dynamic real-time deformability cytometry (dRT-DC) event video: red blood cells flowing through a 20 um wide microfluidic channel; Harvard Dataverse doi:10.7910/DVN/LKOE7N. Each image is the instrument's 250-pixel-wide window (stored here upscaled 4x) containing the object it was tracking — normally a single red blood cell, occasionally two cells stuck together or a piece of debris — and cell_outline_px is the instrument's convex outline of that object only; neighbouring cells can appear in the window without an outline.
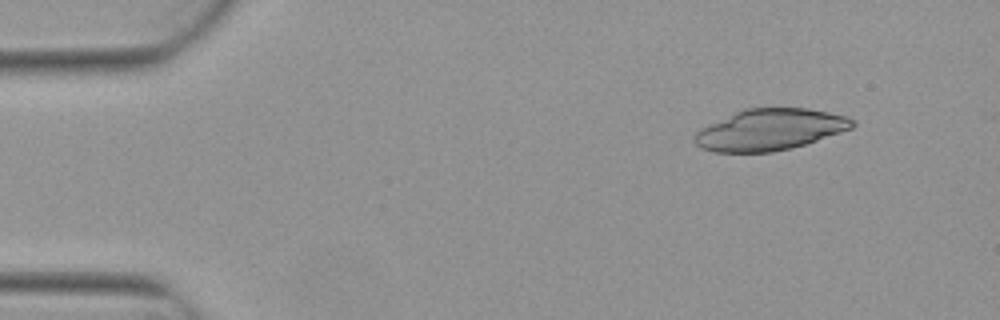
{"species": "Egyptian fruit bat (a non-hibernating species)", "species_latin": "Rousettus aegyptiacus", "temperature_condition": "warm", "stored_images_in_passage": 5, "camera_frame_rate_fps": 3000, "um_per_image_px": 0.085, "animal": {"sex": "female"}, "frame": {"image": 1, "passage_image": 2, "time_ms": 0.333, "image_size_px": [1000, 320], "cell_outline_px": [[856, 124], [852, 128], [792, 148], [772, 152], [712, 152], [700, 148], [696, 144], [696, 132], [700, 128], [744, 108], [808, 108], [848, 116], [856, 120]], "centroid_in_image_um": [65.45, 11.02], "position_along_channel_um": 19.5, "area_um2": 37.86}}